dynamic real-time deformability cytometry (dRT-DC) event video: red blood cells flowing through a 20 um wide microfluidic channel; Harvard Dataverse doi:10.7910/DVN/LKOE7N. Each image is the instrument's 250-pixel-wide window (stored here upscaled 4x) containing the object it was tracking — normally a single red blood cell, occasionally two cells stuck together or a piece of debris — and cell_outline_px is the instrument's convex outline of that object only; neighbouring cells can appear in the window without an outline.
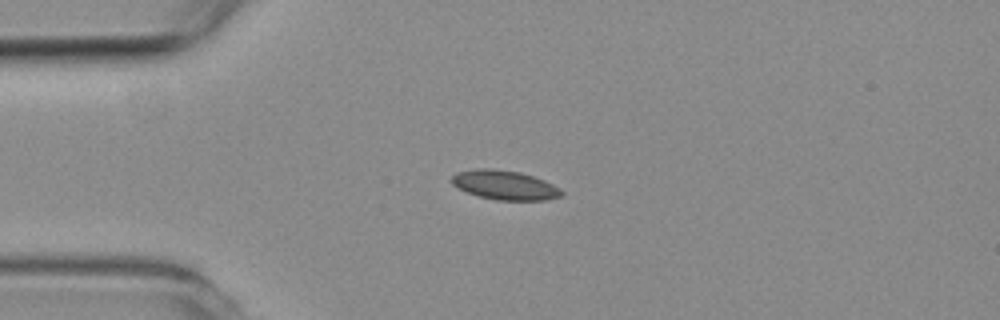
{"species": "common noctule bat (a hibernating species)", "species_latin": "Nyctalus noctula", "temperature_condition": "room temperature", "stored_images_in_passage": 5, "camera_frame_rate_fps": 3000, "um_per_image_px": 0.085, "animal": {"sex": "female", "body_mass_g": 19.3, "forearm_length_mm": 54.1}, "frame": {"image": 1, "passage_image": 4, "time_ms": 4.333, "image_size_px": [1000, 320], "cell_outline_px": [[564, 196], [548, 200], [496, 200], [480, 196], [468, 192], [452, 184], [452, 176], [456, 172], [476, 168], [492, 168], [520, 172], [544, 180], [560, 188], [564, 192]], "centroid_in_image_um": [42.94, 15.73], "position_along_channel_um": 42.1, "area_um2": 18.79}}